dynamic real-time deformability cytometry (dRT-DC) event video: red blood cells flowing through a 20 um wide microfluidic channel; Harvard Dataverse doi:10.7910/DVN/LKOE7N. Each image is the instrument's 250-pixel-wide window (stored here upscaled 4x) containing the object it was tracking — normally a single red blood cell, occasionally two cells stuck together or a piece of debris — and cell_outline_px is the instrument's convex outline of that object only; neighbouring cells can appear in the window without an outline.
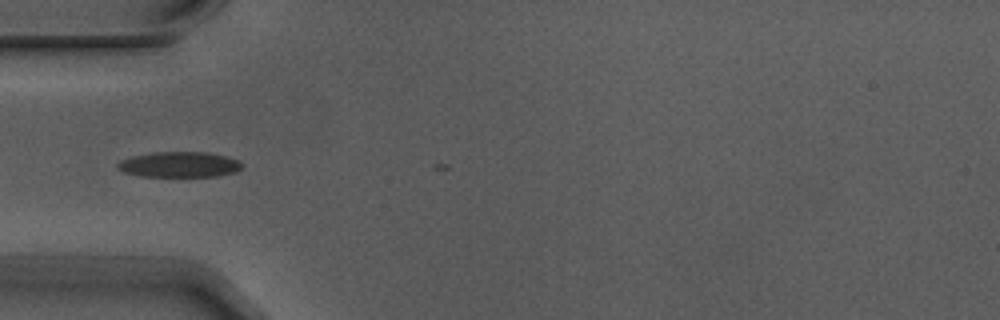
{"species": "Egyptian fruit bat (a non-hibernating species)", "species_latin": "Rousettus aegyptiacus", "temperature_condition": "warm", "stored_images_in_passage": 6, "segment_of_instrument_passage": [2, 2], "camera_frame_rate_fps": 3000, "um_per_image_px": 0.085, "animal": {"sex": "male"}, "frame": {"image": 1, "passage_image": 5, "time_ms": 1.333, "image_size_px": [1000, 320], "cell_outline_px": [[244, 164], [236, 172], [216, 176], [140, 176], [124, 172], [116, 168], [116, 164], [120, 160], [132, 156], [152, 152], [204, 152], [224, 156], [240, 160]], "centroid_in_image_um": [15.22, 13.98], "position_along_channel_um": 69.8, "area_um2": 18.5}}